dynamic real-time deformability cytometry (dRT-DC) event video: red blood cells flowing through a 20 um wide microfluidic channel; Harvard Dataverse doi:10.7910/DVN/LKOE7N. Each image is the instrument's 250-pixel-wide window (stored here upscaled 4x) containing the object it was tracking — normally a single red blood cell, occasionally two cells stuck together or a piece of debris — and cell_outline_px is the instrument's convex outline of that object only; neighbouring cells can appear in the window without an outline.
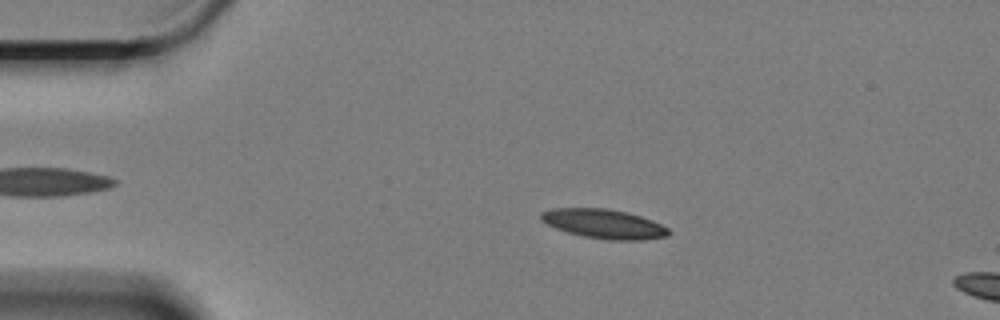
{"species": "Egyptian fruit bat (a non-hibernating species)", "species_latin": "Rousettus aegyptiacus", "temperature_condition": "cold", "stored_images_in_passage": 61, "camera_frame_rate_fps": 3000, "um_per_image_px": 0.085, "animal": {"sex": "female"}, "frame": {"image": 1, "passage_image": 12, "time_ms": 3.667, "image_size_px": [1000, 320], "cell_outline_px": [[672, 232], [668, 236], [644, 240], [608, 240], [584, 236], [568, 232], [556, 228], [540, 220], [540, 212], [552, 208], [608, 208], [640, 216], [652, 220], [668, 228]], "centroid_in_image_um": [51.34, 19.03], "position_along_channel_um": 33.7, "area_um2": 21.79}}
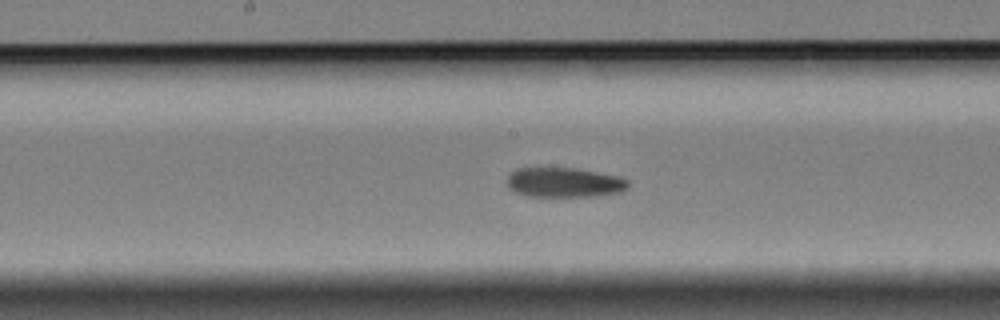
{"frame": {"image": 2, "passage_image": 31, "time_ms": 10.0, "image_size_px": [1000, 320], "cell_outline_px": [[628, 188], [620, 192], [596, 196], [524, 196], [508, 188], [508, 176], [516, 168], [576, 168], [620, 176], [628, 180]], "centroid_in_image_um": [47.97, 15.51], "position_along_channel_um": 200.2, "area_um2": 21.04}}
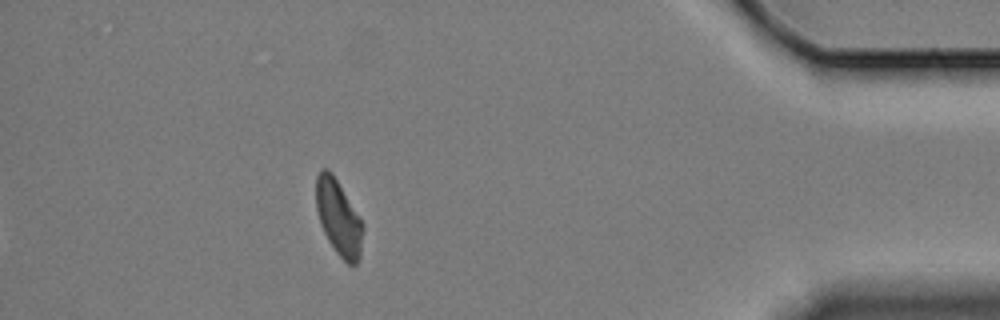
{"frame": {"image": 3, "passage_image": 54, "time_ms": 17.667, "image_size_px": [1000, 320], "cell_outline_px": [[364, 228], [360, 256], [356, 264], [348, 264], [336, 252], [328, 240], [320, 224], [316, 208], [316, 176], [320, 168], [328, 168], [332, 172], [364, 224]], "centroid_in_image_um": [28.77, 18.48], "position_along_channel_um": 406.4, "area_um2": 20.63}, "authors_computed_cell_mechanics": {"area_um2": 21.2126, "velocity_mm_per_s": 3.2935, "shape_relaxation_time_tau1_ms": 10.5347, "shape_relaxation_time_tau2_ms": 6.0647, "deformation_change_tau1": 0.1724, "deformation_change_tau2": 0.1358}}